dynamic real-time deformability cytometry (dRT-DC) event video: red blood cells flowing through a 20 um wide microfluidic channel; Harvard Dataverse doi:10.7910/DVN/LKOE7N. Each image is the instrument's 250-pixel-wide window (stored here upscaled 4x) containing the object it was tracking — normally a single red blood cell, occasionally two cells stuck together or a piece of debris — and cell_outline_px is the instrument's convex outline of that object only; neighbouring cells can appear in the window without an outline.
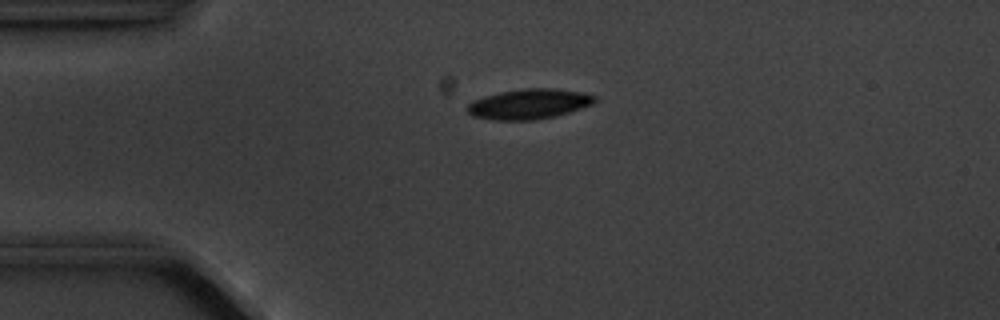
{"species": "common noctule bat (a hibernating species)", "species_latin": "Nyctalus noctula", "temperature_condition": "cold", "stored_images_in_passage": 1, "camera_frame_rate_fps": 3000, "um_per_image_px": 0.085, "animal": {"sex": "male", "body_mass_g": 20.1, "forearm_length_mm": 53.5}, "frame": {"image": 1, "passage_image": 1, "time_ms": 0.0, "image_size_px": [1000, 320], "cell_outline_px": [[596, 100], [592, 104], [568, 112], [552, 116], [532, 120], [492, 120], [472, 116], [464, 108], [472, 100], [484, 96], [500, 92], [528, 88], [552, 88], [580, 92], [596, 96]], "centroid_in_image_um": [44.89, 8.84], "position_along_channel_um": 40.1, "area_um2": 22.2}}